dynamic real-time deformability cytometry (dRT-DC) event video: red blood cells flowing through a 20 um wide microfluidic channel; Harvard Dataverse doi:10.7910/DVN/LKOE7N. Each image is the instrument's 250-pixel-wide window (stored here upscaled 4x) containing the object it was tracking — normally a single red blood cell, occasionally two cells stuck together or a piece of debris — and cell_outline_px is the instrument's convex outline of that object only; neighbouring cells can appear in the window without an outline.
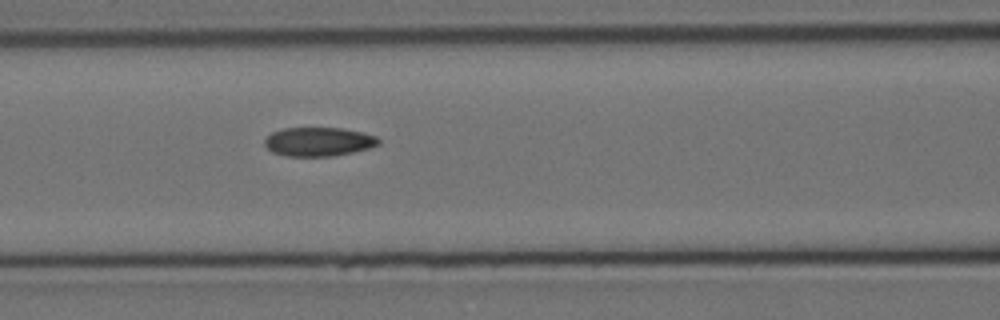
{"species": "Egyptian fruit bat (a non-hibernating species)", "species_latin": "Rousettus aegyptiacus", "temperature_condition": "cold", "stored_images_in_passage": 6, "camera_frame_rate_fps": 3000, "um_per_image_px": 0.085, "animal": {"sex": "female"}, "frame": {"image": 1, "passage_image": 6, "time_ms": 7.0, "image_size_px": [1000, 320], "cell_outline_px": [[380, 144], [368, 148], [352, 152], [332, 156], [288, 156], [272, 152], [264, 144], [264, 140], [272, 132], [284, 128], [340, 128], [364, 132], [376, 136], [380, 140]], "centroid_in_image_um": [27.09, 12.04], "position_along_channel_um": 139.5, "area_um2": 19.13}}